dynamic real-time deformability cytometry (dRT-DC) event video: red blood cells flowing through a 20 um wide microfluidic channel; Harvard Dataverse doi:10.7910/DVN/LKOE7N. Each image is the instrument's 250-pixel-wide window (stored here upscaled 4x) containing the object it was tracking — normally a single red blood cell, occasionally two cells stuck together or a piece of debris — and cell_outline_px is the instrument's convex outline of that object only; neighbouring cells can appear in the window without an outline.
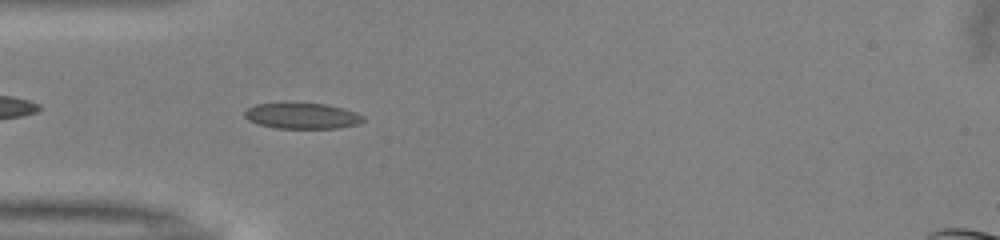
{"species": "common noctule bat (a hibernating species)", "species_latin": "Nyctalus noctula", "temperature_condition": "warm", "stored_images_in_passage": 38, "camera_frame_rate_fps": 3000, "um_per_image_px": 0.085, "animal": {"sex": "male", "body_mass_g": 13.0, "forearm_length_mm": 53.1}, "frame": {"image": 1, "passage_image": 3, "time_ms": 0.667, "image_size_px": [1000, 240], "cell_outline_px": [[364, 120], [360, 124], [340, 128], [276, 128], [260, 124], [248, 120], [244, 116], [244, 112], [248, 108], [256, 104], [284, 100], [328, 104], [344, 108], [356, 112], [364, 116]], "centroid_in_image_um": [25.68, 9.8], "position_along_channel_um": 59.3, "area_um2": 18.73}}
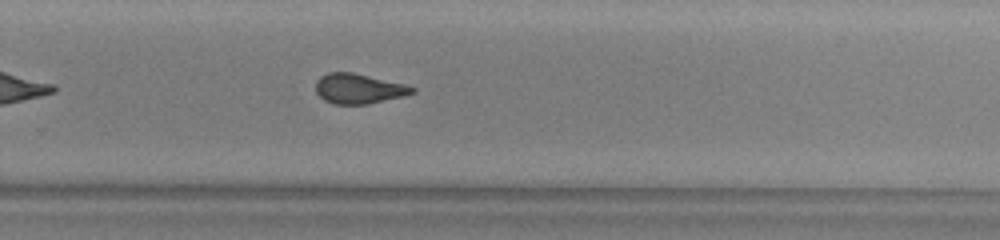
{"frame": {"image": 2, "passage_image": 21, "time_ms": 6.667, "image_size_px": [1000, 240], "cell_outline_px": [[416, 92], [404, 96], [368, 104], [336, 104], [324, 100], [316, 92], [316, 80], [320, 76], [328, 72], [352, 72], [404, 84], [416, 88]], "centroid_in_image_um": [30.48, 7.53], "position_along_channel_um": 299.3, "area_um2": 16.82}}
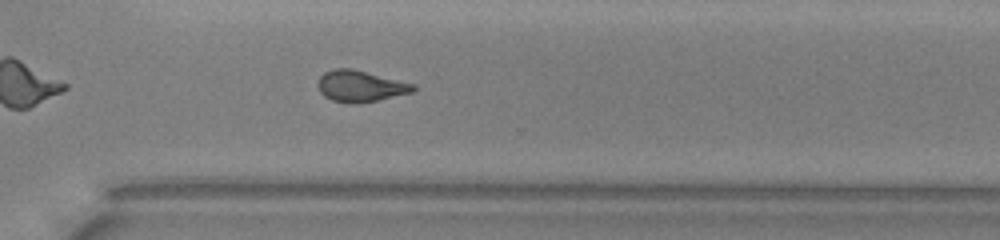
{"frame": {"image": 3, "passage_image": 24, "time_ms": 7.667, "image_size_px": [1000, 240], "cell_outline_px": [[416, 88], [412, 92], [376, 100], [352, 104], [332, 100], [324, 96], [320, 92], [316, 84], [320, 76], [324, 72], [336, 68], [352, 68], [416, 84]], "centroid_in_image_um": [30.6, 7.31], "position_along_channel_um": 340.0, "area_um2": 17.4}, "authors_computed_cell_mechanics": {"area_um2": 17.3978, "velocity_mm_per_s": 4.0369, "shape_relaxation_time_tau1_ms": null, "shape_relaxation_time_tau2_ms": 1.3612, "deformation_change_tau1": null, "deformation_change_tau2": 0.0734}}